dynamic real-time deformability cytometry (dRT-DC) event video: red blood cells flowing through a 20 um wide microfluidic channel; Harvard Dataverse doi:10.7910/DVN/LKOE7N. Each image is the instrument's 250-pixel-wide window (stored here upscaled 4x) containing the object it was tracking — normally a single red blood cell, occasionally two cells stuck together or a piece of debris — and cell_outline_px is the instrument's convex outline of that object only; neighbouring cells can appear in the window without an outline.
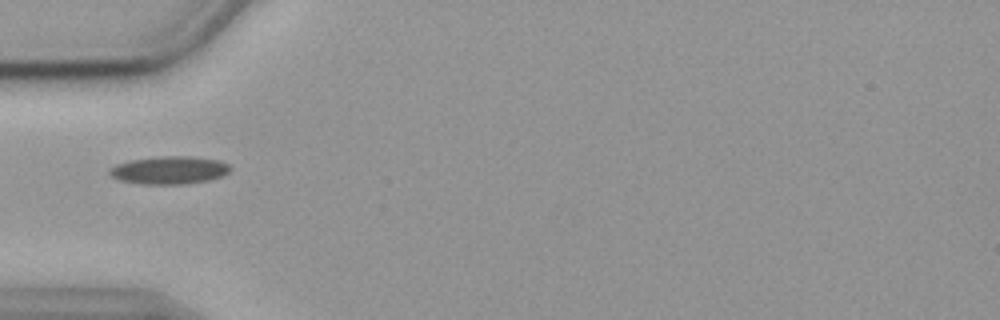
{"species": "common noctule bat (a hibernating species)", "species_latin": "Nyctalus noctula", "temperature_condition": "cold", "stored_images_in_passage": 38, "camera_frame_rate_fps": 3000, "um_per_image_px": 0.085, "animal": {"sex": "female", "body_mass_g": 19.9}, "frame": {"image": 1, "passage_image": 1, "time_ms": 0.0, "image_size_px": [1000, 320], "cell_outline_px": [[232, 168], [228, 172], [220, 176], [208, 180], [188, 184], [140, 184], [120, 180], [112, 176], [108, 172], [108, 168], [116, 164], [128, 160], [160, 156], [192, 156], [220, 160], [228, 164]], "centroid_in_image_um": [14.37, 14.45], "position_along_channel_um": 70.6, "area_um2": 19.77}}
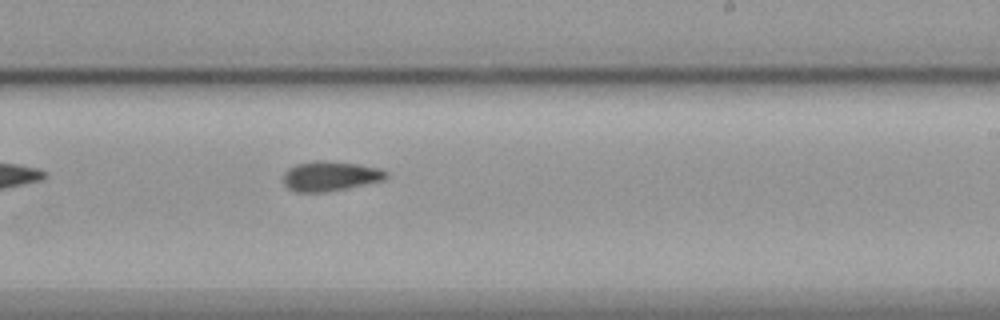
{"frame": {"image": 2, "passage_image": 17, "time_ms": 5.333, "image_size_px": [1000, 320], "cell_outline_px": [[388, 176], [384, 180], [324, 192], [296, 192], [288, 188], [284, 184], [284, 172], [288, 168], [296, 164], [316, 160], [324, 160], [356, 164], [380, 168], [388, 172]], "centroid_in_image_um": [28.05, 14.96], "position_along_channel_um": 261.0, "area_um2": 17.74}}
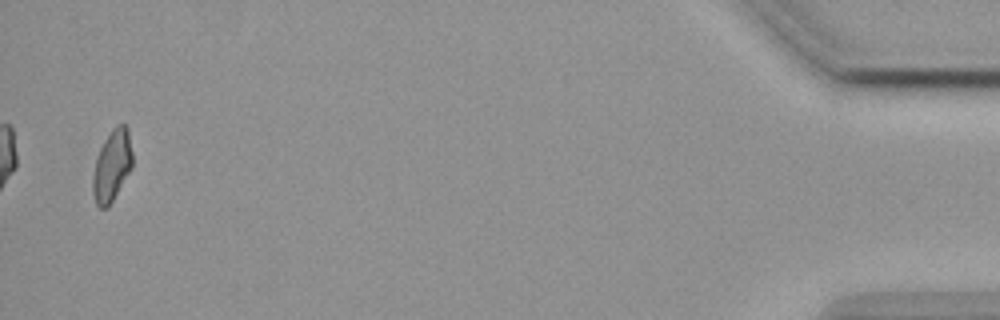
{"frame": {"image": 3, "passage_image": 38, "time_ms": 12.333, "image_size_px": [1000, 320], "cell_outline_px": [[132, 168], [108, 208], [100, 208], [96, 204], [92, 192], [92, 176], [96, 156], [104, 140], [112, 128], [116, 124], [124, 124], [128, 128], [132, 152]], "centroid_in_image_um": [9.51, 14.08], "position_along_channel_um": 425.7, "area_um2": 16.7}, "authors_computed_cell_mechanics": {"area_um2": 17.4267, "velocity_mm_per_s": 3.5792, "shape_relaxation_time_tau1_ms": 4.3694, "shape_relaxation_time_tau2_ms": 4.4958, "deformation_change_tau1": 0.1101, "deformation_change_tau2": 0.117}}